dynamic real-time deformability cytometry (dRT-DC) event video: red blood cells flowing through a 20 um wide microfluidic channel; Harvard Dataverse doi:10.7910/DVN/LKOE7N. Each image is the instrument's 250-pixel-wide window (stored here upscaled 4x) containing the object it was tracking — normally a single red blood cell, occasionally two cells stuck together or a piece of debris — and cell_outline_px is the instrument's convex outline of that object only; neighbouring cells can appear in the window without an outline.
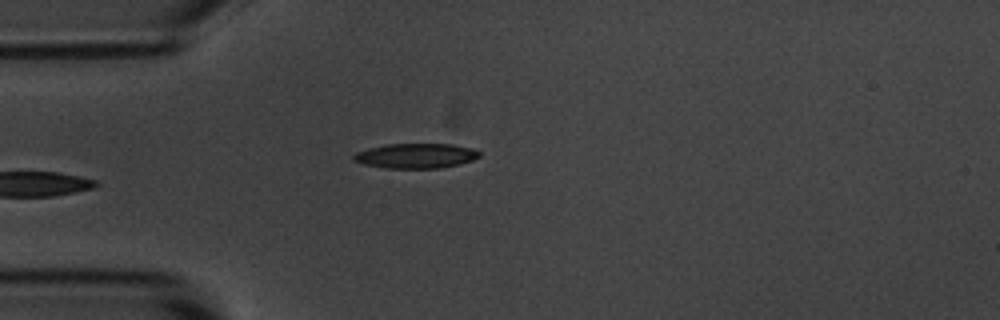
{"species": "common noctule bat (a hibernating species)", "species_latin": "Nyctalus noctula", "temperature_condition": "room temperature", "stored_images_in_passage": 6, "camera_frame_rate_fps": 3000, "um_per_image_px": 0.085, "animal": {"sex": "male", "body_mass_g": 20.1, "forearm_length_mm": 53.5}, "frame": {"image": 1, "passage_image": 5, "time_ms": 4.667, "image_size_px": [1000, 320], "cell_outline_px": [[480, 156], [472, 160], [460, 164], [440, 168], [384, 168], [364, 164], [352, 160], [352, 156], [356, 152], [368, 148], [388, 144], [452, 144], [472, 148], [480, 152]], "centroid_in_image_um": [35.34, 13.24], "position_along_channel_um": 49.7, "area_um2": 18.26}}